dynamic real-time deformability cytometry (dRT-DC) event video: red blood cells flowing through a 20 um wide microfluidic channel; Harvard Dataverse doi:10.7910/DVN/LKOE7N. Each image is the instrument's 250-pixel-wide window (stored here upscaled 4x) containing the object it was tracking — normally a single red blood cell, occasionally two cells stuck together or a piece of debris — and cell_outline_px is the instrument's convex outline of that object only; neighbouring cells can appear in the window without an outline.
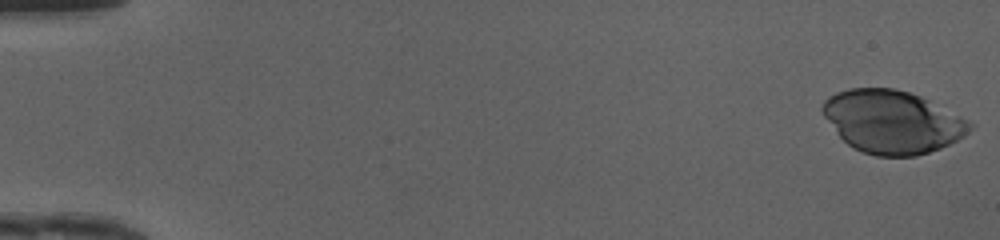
{"species": "human", "species_latin": "Homo sapiens", "temperature_condition": "cold", "stored_images_in_passage": 49, "camera_frame_rate_fps": 3000, "um_per_image_px": 0.085, "donor": {"sex": "female"}, "frame": {"image": 1, "passage_image": 1, "time_ms": 0.0, "image_size_px": [1000, 240], "cell_outline_px": [[976, 124], [964, 136], [940, 148], [916, 156], [876, 156], [864, 152], [848, 144], [836, 132], [824, 116], [820, 108], [824, 100], [828, 96], [836, 92], [848, 88], [892, 88], [908, 92], [920, 96]], "centroid_in_image_um": [75.82, 10.34], "position_along_channel_um": 9.2, "area_um2": 53.64}}